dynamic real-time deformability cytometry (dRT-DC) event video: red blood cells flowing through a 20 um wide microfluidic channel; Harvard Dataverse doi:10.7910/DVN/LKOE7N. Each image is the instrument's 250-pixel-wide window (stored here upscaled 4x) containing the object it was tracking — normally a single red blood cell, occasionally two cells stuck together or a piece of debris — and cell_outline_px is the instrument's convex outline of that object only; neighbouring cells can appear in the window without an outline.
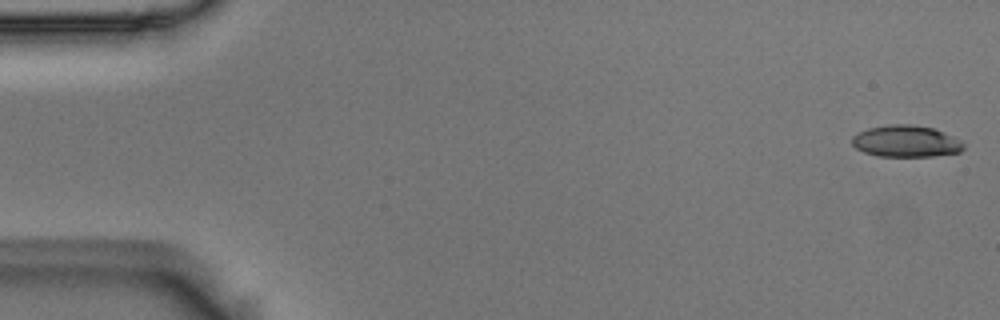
{"species": "Egyptian fruit bat (a non-hibernating species)", "species_latin": "Rousettus aegyptiacus", "temperature_condition": "room temperature", "stored_images_in_passage": 54, "camera_frame_rate_fps": 3000, "um_per_image_px": 0.085, "animal": {"sex": "male"}, "frame": {"image": 1, "passage_image": 1, "time_ms": 0.0, "image_size_px": [1000, 320], "cell_outline_px": [[964, 148], [960, 152], [932, 156], [876, 156], [864, 152], [856, 148], [852, 144], [852, 136], [868, 128], [892, 124], [912, 124], [932, 128], [944, 132], [960, 140], [964, 144]], "centroid_in_image_um": [77.01, 12.01], "position_along_channel_um": 8.0, "area_um2": 20.52}}
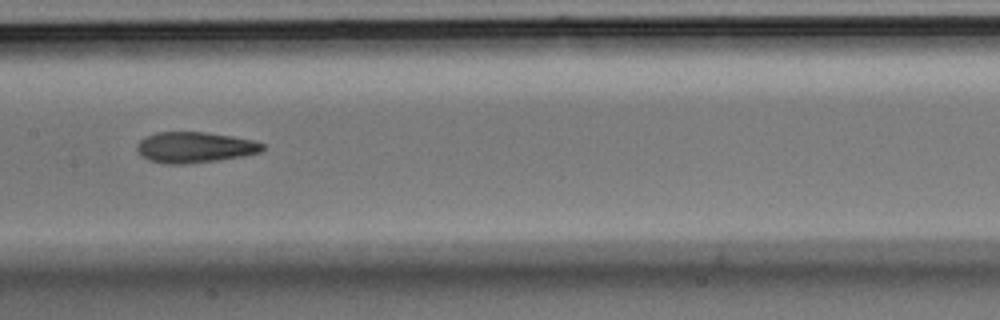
{"frame": {"image": 2, "passage_image": 27, "time_ms": 8.667, "image_size_px": [1000, 320], "cell_outline_px": [[264, 148], [260, 152], [244, 156], [216, 160], [184, 164], [164, 164], [148, 160], [140, 156], [136, 148], [136, 144], [144, 136], [156, 132], [204, 132], [232, 136], [256, 140], [264, 144]], "centroid_in_image_um": [16.52, 12.52], "position_along_channel_um": 190.9, "area_um2": 22.77}}
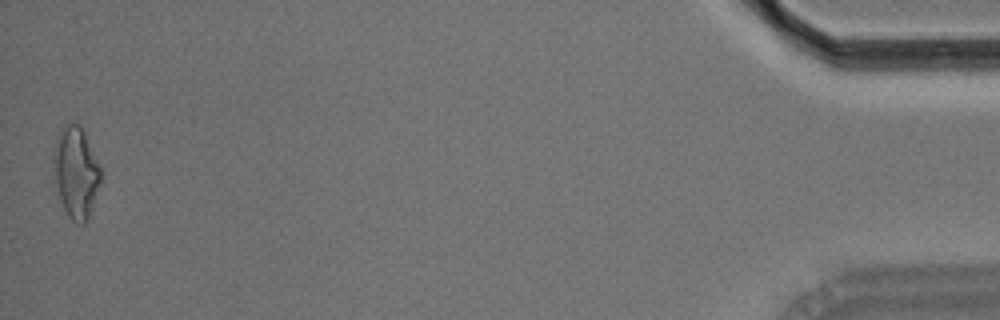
{"frame": {"image": 3, "passage_image": 54, "time_ms": 17.667, "image_size_px": [1000, 320], "cell_outline_px": [[100, 184], [88, 216], [84, 224], [76, 224], [68, 216], [60, 200], [56, 184], [56, 136], [68, 124], [80, 124], [84, 132], [100, 168]], "centroid_in_image_um": [6.48, 14.69], "position_along_channel_um": 428.7, "area_um2": 23.87}, "authors_computed_cell_mechanics": {"area_um2": 22.1085, "velocity_mm_per_s": 3.6831, "shape_relaxation_time_tau1_ms": 6.5467, "shape_relaxation_time_tau2_ms": 2.8717, "deformation_change_tau1": 0.2113, "deformation_change_tau2": 0.127}}